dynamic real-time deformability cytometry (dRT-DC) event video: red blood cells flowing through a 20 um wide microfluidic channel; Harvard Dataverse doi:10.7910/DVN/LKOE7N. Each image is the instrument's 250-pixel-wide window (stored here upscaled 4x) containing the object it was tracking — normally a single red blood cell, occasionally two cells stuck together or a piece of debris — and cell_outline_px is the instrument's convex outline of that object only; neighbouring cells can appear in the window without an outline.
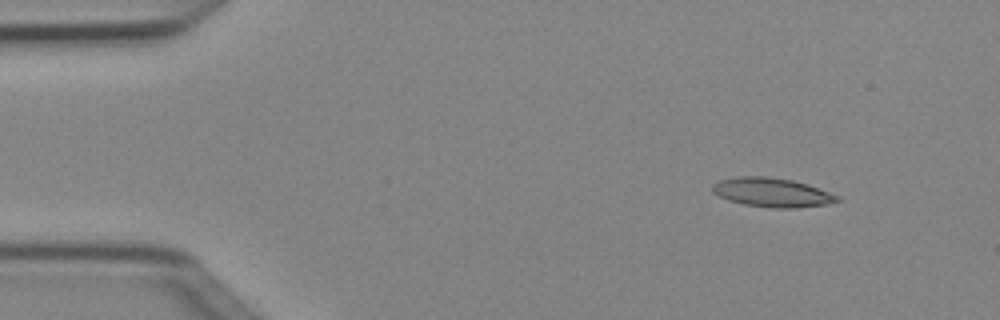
{"species": "Egyptian fruit bat (a non-hibernating species)", "species_latin": "Rousettus aegyptiacus", "temperature_condition": "cold", "stored_images_in_passage": 3, "camera_frame_rate_fps": 3000, "um_per_image_px": 0.085, "animal": {"sex": "female"}, "frame": {"image": 1, "passage_image": 1, "time_ms": 0.0, "image_size_px": [1000, 320], "cell_outline_px": [[840, 200], [828, 204], [796, 208], [772, 208], [744, 204], [728, 200], [712, 192], [712, 184], [720, 180], [736, 176], [768, 176], [792, 180], [808, 184], [840, 196]], "centroid_in_image_um": [65.63, 16.35], "position_along_channel_um": 19.4, "area_um2": 21.27}}